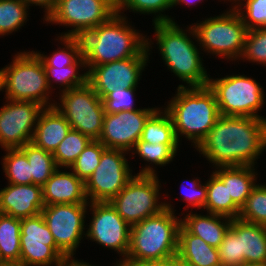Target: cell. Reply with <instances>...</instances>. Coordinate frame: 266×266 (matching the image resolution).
<instances>
[{
    "instance_id": "cell-47",
    "label": "cell",
    "mask_w": 266,
    "mask_h": 266,
    "mask_svg": "<svg viewBox=\"0 0 266 266\" xmlns=\"http://www.w3.org/2000/svg\"><path fill=\"white\" fill-rule=\"evenodd\" d=\"M114 266H159L157 262H135L132 260L121 259L120 262H116Z\"/></svg>"
},
{
    "instance_id": "cell-13",
    "label": "cell",
    "mask_w": 266,
    "mask_h": 266,
    "mask_svg": "<svg viewBox=\"0 0 266 266\" xmlns=\"http://www.w3.org/2000/svg\"><path fill=\"white\" fill-rule=\"evenodd\" d=\"M88 204H54L45 206L41 211L56 246L64 255H74L82 235L86 236L84 218Z\"/></svg>"
},
{
    "instance_id": "cell-23",
    "label": "cell",
    "mask_w": 266,
    "mask_h": 266,
    "mask_svg": "<svg viewBox=\"0 0 266 266\" xmlns=\"http://www.w3.org/2000/svg\"><path fill=\"white\" fill-rule=\"evenodd\" d=\"M192 213L189 212L183 219L180 218L181 225L208 245L218 248L231 227L232 219L212 213H207L208 215Z\"/></svg>"
},
{
    "instance_id": "cell-21",
    "label": "cell",
    "mask_w": 266,
    "mask_h": 266,
    "mask_svg": "<svg viewBox=\"0 0 266 266\" xmlns=\"http://www.w3.org/2000/svg\"><path fill=\"white\" fill-rule=\"evenodd\" d=\"M231 227L238 233L240 265L266 266V226L235 218Z\"/></svg>"
},
{
    "instance_id": "cell-20",
    "label": "cell",
    "mask_w": 266,
    "mask_h": 266,
    "mask_svg": "<svg viewBox=\"0 0 266 266\" xmlns=\"http://www.w3.org/2000/svg\"><path fill=\"white\" fill-rule=\"evenodd\" d=\"M42 193L45 206L89 203L85 193V183L72 171L61 172L60 168L42 186Z\"/></svg>"
},
{
    "instance_id": "cell-41",
    "label": "cell",
    "mask_w": 266,
    "mask_h": 266,
    "mask_svg": "<svg viewBox=\"0 0 266 266\" xmlns=\"http://www.w3.org/2000/svg\"><path fill=\"white\" fill-rule=\"evenodd\" d=\"M136 87L122 88L117 87V90L109 93L102 101L105 113H118L121 111L138 110L135 108L134 96Z\"/></svg>"
},
{
    "instance_id": "cell-49",
    "label": "cell",
    "mask_w": 266,
    "mask_h": 266,
    "mask_svg": "<svg viewBox=\"0 0 266 266\" xmlns=\"http://www.w3.org/2000/svg\"><path fill=\"white\" fill-rule=\"evenodd\" d=\"M1 266H26V265L22 264L21 262H11V263H3Z\"/></svg>"
},
{
    "instance_id": "cell-29",
    "label": "cell",
    "mask_w": 266,
    "mask_h": 266,
    "mask_svg": "<svg viewBox=\"0 0 266 266\" xmlns=\"http://www.w3.org/2000/svg\"><path fill=\"white\" fill-rule=\"evenodd\" d=\"M140 140L152 144H179L170 115L160 108L145 122Z\"/></svg>"
},
{
    "instance_id": "cell-7",
    "label": "cell",
    "mask_w": 266,
    "mask_h": 266,
    "mask_svg": "<svg viewBox=\"0 0 266 266\" xmlns=\"http://www.w3.org/2000/svg\"><path fill=\"white\" fill-rule=\"evenodd\" d=\"M231 8L219 16L194 23L195 34L191 36L205 52L233 61L242 55L248 29L235 8Z\"/></svg>"
},
{
    "instance_id": "cell-27",
    "label": "cell",
    "mask_w": 266,
    "mask_h": 266,
    "mask_svg": "<svg viewBox=\"0 0 266 266\" xmlns=\"http://www.w3.org/2000/svg\"><path fill=\"white\" fill-rule=\"evenodd\" d=\"M21 219L0 213V258L3 263L20 262Z\"/></svg>"
},
{
    "instance_id": "cell-39",
    "label": "cell",
    "mask_w": 266,
    "mask_h": 266,
    "mask_svg": "<svg viewBox=\"0 0 266 266\" xmlns=\"http://www.w3.org/2000/svg\"><path fill=\"white\" fill-rule=\"evenodd\" d=\"M240 15L248 30L266 27V0H228ZM241 1H245L243 4ZM244 7V9H242ZM244 10V11H243Z\"/></svg>"
},
{
    "instance_id": "cell-12",
    "label": "cell",
    "mask_w": 266,
    "mask_h": 266,
    "mask_svg": "<svg viewBox=\"0 0 266 266\" xmlns=\"http://www.w3.org/2000/svg\"><path fill=\"white\" fill-rule=\"evenodd\" d=\"M126 154L128 152L119 149L103 151L99 165L85 182L88 202H110L135 176Z\"/></svg>"
},
{
    "instance_id": "cell-51",
    "label": "cell",
    "mask_w": 266,
    "mask_h": 266,
    "mask_svg": "<svg viewBox=\"0 0 266 266\" xmlns=\"http://www.w3.org/2000/svg\"><path fill=\"white\" fill-rule=\"evenodd\" d=\"M3 264V261L1 260V258H0V266Z\"/></svg>"
},
{
    "instance_id": "cell-24",
    "label": "cell",
    "mask_w": 266,
    "mask_h": 266,
    "mask_svg": "<svg viewBox=\"0 0 266 266\" xmlns=\"http://www.w3.org/2000/svg\"><path fill=\"white\" fill-rule=\"evenodd\" d=\"M177 255L189 266H221L218 248L189 233L182 225L179 228Z\"/></svg>"
},
{
    "instance_id": "cell-18",
    "label": "cell",
    "mask_w": 266,
    "mask_h": 266,
    "mask_svg": "<svg viewBox=\"0 0 266 266\" xmlns=\"http://www.w3.org/2000/svg\"><path fill=\"white\" fill-rule=\"evenodd\" d=\"M158 108L105 113L99 140L106 148L129 152L140 139L145 122Z\"/></svg>"
},
{
    "instance_id": "cell-1",
    "label": "cell",
    "mask_w": 266,
    "mask_h": 266,
    "mask_svg": "<svg viewBox=\"0 0 266 266\" xmlns=\"http://www.w3.org/2000/svg\"><path fill=\"white\" fill-rule=\"evenodd\" d=\"M196 149L214 167L254 166L266 151V118L221 115Z\"/></svg>"
},
{
    "instance_id": "cell-31",
    "label": "cell",
    "mask_w": 266,
    "mask_h": 266,
    "mask_svg": "<svg viewBox=\"0 0 266 266\" xmlns=\"http://www.w3.org/2000/svg\"><path fill=\"white\" fill-rule=\"evenodd\" d=\"M91 141L85 134L71 129L53 153L57 167L70 168Z\"/></svg>"
},
{
    "instance_id": "cell-25",
    "label": "cell",
    "mask_w": 266,
    "mask_h": 266,
    "mask_svg": "<svg viewBox=\"0 0 266 266\" xmlns=\"http://www.w3.org/2000/svg\"><path fill=\"white\" fill-rule=\"evenodd\" d=\"M213 172L223 181L229 196L233 202L241 209L251 193V190L257 185L255 166H229L217 167Z\"/></svg>"
},
{
    "instance_id": "cell-4",
    "label": "cell",
    "mask_w": 266,
    "mask_h": 266,
    "mask_svg": "<svg viewBox=\"0 0 266 266\" xmlns=\"http://www.w3.org/2000/svg\"><path fill=\"white\" fill-rule=\"evenodd\" d=\"M157 46L165 65L186 87L208 86L210 75L203 67L202 58L191 34H195L192 25L186 29L173 22L153 23ZM187 31V32H186Z\"/></svg>"
},
{
    "instance_id": "cell-17",
    "label": "cell",
    "mask_w": 266,
    "mask_h": 266,
    "mask_svg": "<svg viewBox=\"0 0 266 266\" xmlns=\"http://www.w3.org/2000/svg\"><path fill=\"white\" fill-rule=\"evenodd\" d=\"M148 60L149 56H135L93 66L87 71V82L103 100L109 93L117 90V87H138L140 75Z\"/></svg>"
},
{
    "instance_id": "cell-14",
    "label": "cell",
    "mask_w": 266,
    "mask_h": 266,
    "mask_svg": "<svg viewBox=\"0 0 266 266\" xmlns=\"http://www.w3.org/2000/svg\"><path fill=\"white\" fill-rule=\"evenodd\" d=\"M0 109V146L3 149L21 148L32 142L38 117L44 107L33 101L6 99Z\"/></svg>"
},
{
    "instance_id": "cell-5",
    "label": "cell",
    "mask_w": 266,
    "mask_h": 266,
    "mask_svg": "<svg viewBox=\"0 0 266 266\" xmlns=\"http://www.w3.org/2000/svg\"><path fill=\"white\" fill-rule=\"evenodd\" d=\"M173 206L165 203L160 213L131 226L127 260L157 262L177 255L181 220Z\"/></svg>"
},
{
    "instance_id": "cell-36",
    "label": "cell",
    "mask_w": 266,
    "mask_h": 266,
    "mask_svg": "<svg viewBox=\"0 0 266 266\" xmlns=\"http://www.w3.org/2000/svg\"><path fill=\"white\" fill-rule=\"evenodd\" d=\"M178 146L179 144H152L139 139L131 152L133 156L136 153L144 161L150 162L149 164L165 166L176 156Z\"/></svg>"
},
{
    "instance_id": "cell-50",
    "label": "cell",
    "mask_w": 266,
    "mask_h": 266,
    "mask_svg": "<svg viewBox=\"0 0 266 266\" xmlns=\"http://www.w3.org/2000/svg\"><path fill=\"white\" fill-rule=\"evenodd\" d=\"M238 266H259V265L242 264V265H238Z\"/></svg>"
},
{
    "instance_id": "cell-48",
    "label": "cell",
    "mask_w": 266,
    "mask_h": 266,
    "mask_svg": "<svg viewBox=\"0 0 266 266\" xmlns=\"http://www.w3.org/2000/svg\"><path fill=\"white\" fill-rule=\"evenodd\" d=\"M200 1L203 0H173V6H177L178 4L180 5V3H185V5L191 6L194 3H198Z\"/></svg>"
},
{
    "instance_id": "cell-33",
    "label": "cell",
    "mask_w": 266,
    "mask_h": 266,
    "mask_svg": "<svg viewBox=\"0 0 266 266\" xmlns=\"http://www.w3.org/2000/svg\"><path fill=\"white\" fill-rule=\"evenodd\" d=\"M27 9L23 0H0V35L18 31L27 22Z\"/></svg>"
},
{
    "instance_id": "cell-16",
    "label": "cell",
    "mask_w": 266,
    "mask_h": 266,
    "mask_svg": "<svg viewBox=\"0 0 266 266\" xmlns=\"http://www.w3.org/2000/svg\"><path fill=\"white\" fill-rule=\"evenodd\" d=\"M20 245V262L26 266H56L65 256L41 214L21 219Z\"/></svg>"
},
{
    "instance_id": "cell-44",
    "label": "cell",
    "mask_w": 266,
    "mask_h": 266,
    "mask_svg": "<svg viewBox=\"0 0 266 266\" xmlns=\"http://www.w3.org/2000/svg\"><path fill=\"white\" fill-rule=\"evenodd\" d=\"M28 6H31L30 4H34L35 6H41L46 11L44 20H47V18L53 13V11L56 8L57 0H23Z\"/></svg>"
},
{
    "instance_id": "cell-35",
    "label": "cell",
    "mask_w": 266,
    "mask_h": 266,
    "mask_svg": "<svg viewBox=\"0 0 266 266\" xmlns=\"http://www.w3.org/2000/svg\"><path fill=\"white\" fill-rule=\"evenodd\" d=\"M173 8V0H117L116 13L121 15V10H131L134 13L140 14H155L153 23L173 22L169 15H164L162 12ZM156 13H159L158 15Z\"/></svg>"
},
{
    "instance_id": "cell-37",
    "label": "cell",
    "mask_w": 266,
    "mask_h": 266,
    "mask_svg": "<svg viewBox=\"0 0 266 266\" xmlns=\"http://www.w3.org/2000/svg\"><path fill=\"white\" fill-rule=\"evenodd\" d=\"M240 220L266 226V184H257L241 208Z\"/></svg>"
},
{
    "instance_id": "cell-30",
    "label": "cell",
    "mask_w": 266,
    "mask_h": 266,
    "mask_svg": "<svg viewBox=\"0 0 266 266\" xmlns=\"http://www.w3.org/2000/svg\"><path fill=\"white\" fill-rule=\"evenodd\" d=\"M86 68L83 54L72 64L66 67H44L47 76L48 85L53 88L52 81L59 83L63 89L61 92L70 90L87 82V71L80 74L79 68Z\"/></svg>"
},
{
    "instance_id": "cell-6",
    "label": "cell",
    "mask_w": 266,
    "mask_h": 266,
    "mask_svg": "<svg viewBox=\"0 0 266 266\" xmlns=\"http://www.w3.org/2000/svg\"><path fill=\"white\" fill-rule=\"evenodd\" d=\"M4 89L5 99L33 101L44 108L55 104L49 102L51 89L43 62L35 51L18 52L8 66L0 69V91Z\"/></svg>"
},
{
    "instance_id": "cell-38",
    "label": "cell",
    "mask_w": 266,
    "mask_h": 266,
    "mask_svg": "<svg viewBox=\"0 0 266 266\" xmlns=\"http://www.w3.org/2000/svg\"><path fill=\"white\" fill-rule=\"evenodd\" d=\"M106 147L98 140H92L71 165L73 173L84 183L99 165L101 155Z\"/></svg>"
},
{
    "instance_id": "cell-8",
    "label": "cell",
    "mask_w": 266,
    "mask_h": 266,
    "mask_svg": "<svg viewBox=\"0 0 266 266\" xmlns=\"http://www.w3.org/2000/svg\"><path fill=\"white\" fill-rule=\"evenodd\" d=\"M155 172L154 168L146 165L110 201L130 226L165 209V202H158L161 183Z\"/></svg>"
},
{
    "instance_id": "cell-34",
    "label": "cell",
    "mask_w": 266,
    "mask_h": 266,
    "mask_svg": "<svg viewBox=\"0 0 266 266\" xmlns=\"http://www.w3.org/2000/svg\"><path fill=\"white\" fill-rule=\"evenodd\" d=\"M59 40L61 43L63 42L65 47H59L51 56L35 52L42 60L44 67H66L72 65L82 55V41L80 37L60 36Z\"/></svg>"
},
{
    "instance_id": "cell-22",
    "label": "cell",
    "mask_w": 266,
    "mask_h": 266,
    "mask_svg": "<svg viewBox=\"0 0 266 266\" xmlns=\"http://www.w3.org/2000/svg\"><path fill=\"white\" fill-rule=\"evenodd\" d=\"M71 129L65 116L55 106L46 107L38 117L32 143L53 154Z\"/></svg>"
},
{
    "instance_id": "cell-28",
    "label": "cell",
    "mask_w": 266,
    "mask_h": 266,
    "mask_svg": "<svg viewBox=\"0 0 266 266\" xmlns=\"http://www.w3.org/2000/svg\"><path fill=\"white\" fill-rule=\"evenodd\" d=\"M30 164L32 184L43 186L51 175L58 169L53 154L36 146L32 142L19 148Z\"/></svg>"
},
{
    "instance_id": "cell-42",
    "label": "cell",
    "mask_w": 266,
    "mask_h": 266,
    "mask_svg": "<svg viewBox=\"0 0 266 266\" xmlns=\"http://www.w3.org/2000/svg\"><path fill=\"white\" fill-rule=\"evenodd\" d=\"M221 266L240 265V246L238 233L230 227L222 243L218 247Z\"/></svg>"
},
{
    "instance_id": "cell-43",
    "label": "cell",
    "mask_w": 266,
    "mask_h": 266,
    "mask_svg": "<svg viewBox=\"0 0 266 266\" xmlns=\"http://www.w3.org/2000/svg\"><path fill=\"white\" fill-rule=\"evenodd\" d=\"M190 181L191 185L189 184V188L184 191L182 194L184 196V201H187L189 204L188 206L190 207H197L198 209H203L204 205L207 200V187L206 184H201V181L199 179H193L188 180ZM188 183V182H187ZM189 190V191H188Z\"/></svg>"
},
{
    "instance_id": "cell-19",
    "label": "cell",
    "mask_w": 266,
    "mask_h": 266,
    "mask_svg": "<svg viewBox=\"0 0 266 266\" xmlns=\"http://www.w3.org/2000/svg\"><path fill=\"white\" fill-rule=\"evenodd\" d=\"M45 207L42 187L35 184H9L0 190V213L17 219L41 214Z\"/></svg>"
},
{
    "instance_id": "cell-10",
    "label": "cell",
    "mask_w": 266,
    "mask_h": 266,
    "mask_svg": "<svg viewBox=\"0 0 266 266\" xmlns=\"http://www.w3.org/2000/svg\"><path fill=\"white\" fill-rule=\"evenodd\" d=\"M60 103L54 106L65 116L73 130L91 140H99L105 110L102 99L86 82L84 85L60 93ZM58 104V105H57Z\"/></svg>"
},
{
    "instance_id": "cell-9",
    "label": "cell",
    "mask_w": 266,
    "mask_h": 266,
    "mask_svg": "<svg viewBox=\"0 0 266 266\" xmlns=\"http://www.w3.org/2000/svg\"><path fill=\"white\" fill-rule=\"evenodd\" d=\"M208 86L215 94L220 115L264 118L257 113L265 103V92L255 79L244 74L227 75L210 78Z\"/></svg>"
},
{
    "instance_id": "cell-15",
    "label": "cell",
    "mask_w": 266,
    "mask_h": 266,
    "mask_svg": "<svg viewBox=\"0 0 266 266\" xmlns=\"http://www.w3.org/2000/svg\"><path fill=\"white\" fill-rule=\"evenodd\" d=\"M92 218L86 237L99 245L117 251L126 259L131 226L117 213L110 202H89Z\"/></svg>"
},
{
    "instance_id": "cell-11",
    "label": "cell",
    "mask_w": 266,
    "mask_h": 266,
    "mask_svg": "<svg viewBox=\"0 0 266 266\" xmlns=\"http://www.w3.org/2000/svg\"><path fill=\"white\" fill-rule=\"evenodd\" d=\"M115 13L114 0H57L55 10L45 21L74 28L60 36L81 37Z\"/></svg>"
},
{
    "instance_id": "cell-26",
    "label": "cell",
    "mask_w": 266,
    "mask_h": 266,
    "mask_svg": "<svg viewBox=\"0 0 266 266\" xmlns=\"http://www.w3.org/2000/svg\"><path fill=\"white\" fill-rule=\"evenodd\" d=\"M210 174V179L206 182L207 200L204 209L208 213L223 215L231 219L239 217L241 209L233 202L227 186L214 173Z\"/></svg>"
},
{
    "instance_id": "cell-3",
    "label": "cell",
    "mask_w": 266,
    "mask_h": 266,
    "mask_svg": "<svg viewBox=\"0 0 266 266\" xmlns=\"http://www.w3.org/2000/svg\"><path fill=\"white\" fill-rule=\"evenodd\" d=\"M170 100L164 109L173 122L177 141L185 136L196 148L221 116L214 92L209 86L179 85Z\"/></svg>"
},
{
    "instance_id": "cell-2",
    "label": "cell",
    "mask_w": 266,
    "mask_h": 266,
    "mask_svg": "<svg viewBox=\"0 0 266 266\" xmlns=\"http://www.w3.org/2000/svg\"><path fill=\"white\" fill-rule=\"evenodd\" d=\"M126 18L115 13L108 21L80 37L88 71L93 66L150 55L151 39L137 32Z\"/></svg>"
},
{
    "instance_id": "cell-46",
    "label": "cell",
    "mask_w": 266,
    "mask_h": 266,
    "mask_svg": "<svg viewBox=\"0 0 266 266\" xmlns=\"http://www.w3.org/2000/svg\"><path fill=\"white\" fill-rule=\"evenodd\" d=\"M159 266H189V265L178 255H175L173 257L160 260Z\"/></svg>"
},
{
    "instance_id": "cell-32",
    "label": "cell",
    "mask_w": 266,
    "mask_h": 266,
    "mask_svg": "<svg viewBox=\"0 0 266 266\" xmlns=\"http://www.w3.org/2000/svg\"><path fill=\"white\" fill-rule=\"evenodd\" d=\"M2 158L3 172L9 184H32L30 164L26 155L19 149H4Z\"/></svg>"
},
{
    "instance_id": "cell-45",
    "label": "cell",
    "mask_w": 266,
    "mask_h": 266,
    "mask_svg": "<svg viewBox=\"0 0 266 266\" xmlns=\"http://www.w3.org/2000/svg\"><path fill=\"white\" fill-rule=\"evenodd\" d=\"M73 256L74 255H65L61 257L56 266H94L84 261H78L74 259Z\"/></svg>"
},
{
    "instance_id": "cell-40",
    "label": "cell",
    "mask_w": 266,
    "mask_h": 266,
    "mask_svg": "<svg viewBox=\"0 0 266 266\" xmlns=\"http://www.w3.org/2000/svg\"><path fill=\"white\" fill-rule=\"evenodd\" d=\"M240 58L266 65V27L248 30Z\"/></svg>"
}]
</instances>
